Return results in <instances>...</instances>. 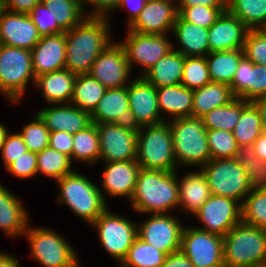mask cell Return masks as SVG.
I'll return each mask as SVG.
<instances>
[{
    "label": "cell",
    "instance_id": "2",
    "mask_svg": "<svg viewBox=\"0 0 266 267\" xmlns=\"http://www.w3.org/2000/svg\"><path fill=\"white\" fill-rule=\"evenodd\" d=\"M176 171L140 168L132 198V207L140 213L165 214L179 206Z\"/></svg>",
    "mask_w": 266,
    "mask_h": 267
},
{
    "label": "cell",
    "instance_id": "47",
    "mask_svg": "<svg viewBox=\"0 0 266 267\" xmlns=\"http://www.w3.org/2000/svg\"><path fill=\"white\" fill-rule=\"evenodd\" d=\"M178 15L188 23H194L204 28H209L223 13L219 8L206 6L177 7Z\"/></svg>",
    "mask_w": 266,
    "mask_h": 267
},
{
    "label": "cell",
    "instance_id": "26",
    "mask_svg": "<svg viewBox=\"0 0 266 267\" xmlns=\"http://www.w3.org/2000/svg\"><path fill=\"white\" fill-rule=\"evenodd\" d=\"M77 75L65 69L42 74L36 77L35 85L39 86L50 104L68 103L71 101Z\"/></svg>",
    "mask_w": 266,
    "mask_h": 267
},
{
    "label": "cell",
    "instance_id": "41",
    "mask_svg": "<svg viewBox=\"0 0 266 267\" xmlns=\"http://www.w3.org/2000/svg\"><path fill=\"white\" fill-rule=\"evenodd\" d=\"M37 154V174L39 172L54 178L56 181L63 178L65 175L74 172L71 167V158L61 152L56 151L51 147H46Z\"/></svg>",
    "mask_w": 266,
    "mask_h": 267
},
{
    "label": "cell",
    "instance_id": "43",
    "mask_svg": "<svg viewBox=\"0 0 266 267\" xmlns=\"http://www.w3.org/2000/svg\"><path fill=\"white\" fill-rule=\"evenodd\" d=\"M207 141L211 160L239 157L243 152L229 131L207 129Z\"/></svg>",
    "mask_w": 266,
    "mask_h": 267
},
{
    "label": "cell",
    "instance_id": "45",
    "mask_svg": "<svg viewBox=\"0 0 266 267\" xmlns=\"http://www.w3.org/2000/svg\"><path fill=\"white\" fill-rule=\"evenodd\" d=\"M35 121L23 126L21 135L27 149L31 152H41L49 146L50 130L45 126L44 122L36 114Z\"/></svg>",
    "mask_w": 266,
    "mask_h": 267
},
{
    "label": "cell",
    "instance_id": "49",
    "mask_svg": "<svg viewBox=\"0 0 266 267\" xmlns=\"http://www.w3.org/2000/svg\"><path fill=\"white\" fill-rule=\"evenodd\" d=\"M28 15L41 36L64 33L55 20L56 15L42 2L35 5Z\"/></svg>",
    "mask_w": 266,
    "mask_h": 267
},
{
    "label": "cell",
    "instance_id": "18",
    "mask_svg": "<svg viewBox=\"0 0 266 267\" xmlns=\"http://www.w3.org/2000/svg\"><path fill=\"white\" fill-rule=\"evenodd\" d=\"M40 38L28 14L10 12L0 7V44L32 50Z\"/></svg>",
    "mask_w": 266,
    "mask_h": 267
},
{
    "label": "cell",
    "instance_id": "42",
    "mask_svg": "<svg viewBox=\"0 0 266 267\" xmlns=\"http://www.w3.org/2000/svg\"><path fill=\"white\" fill-rule=\"evenodd\" d=\"M242 222L266 230V189H252L242 201Z\"/></svg>",
    "mask_w": 266,
    "mask_h": 267
},
{
    "label": "cell",
    "instance_id": "32",
    "mask_svg": "<svg viewBox=\"0 0 266 267\" xmlns=\"http://www.w3.org/2000/svg\"><path fill=\"white\" fill-rule=\"evenodd\" d=\"M159 112L173 114V119L192 116L193 90L182 84L156 88Z\"/></svg>",
    "mask_w": 266,
    "mask_h": 267
},
{
    "label": "cell",
    "instance_id": "19",
    "mask_svg": "<svg viewBox=\"0 0 266 267\" xmlns=\"http://www.w3.org/2000/svg\"><path fill=\"white\" fill-rule=\"evenodd\" d=\"M169 0H148L135 21L129 26L130 31L140 34L163 35L171 31L177 16V5Z\"/></svg>",
    "mask_w": 266,
    "mask_h": 267
},
{
    "label": "cell",
    "instance_id": "10",
    "mask_svg": "<svg viewBox=\"0 0 266 267\" xmlns=\"http://www.w3.org/2000/svg\"><path fill=\"white\" fill-rule=\"evenodd\" d=\"M92 225L98 230L104 249L121 264L137 238L136 223L106 209Z\"/></svg>",
    "mask_w": 266,
    "mask_h": 267
},
{
    "label": "cell",
    "instance_id": "4",
    "mask_svg": "<svg viewBox=\"0 0 266 267\" xmlns=\"http://www.w3.org/2000/svg\"><path fill=\"white\" fill-rule=\"evenodd\" d=\"M176 162L201 168L211 160L207 129L202 118L183 117L169 122Z\"/></svg>",
    "mask_w": 266,
    "mask_h": 267
},
{
    "label": "cell",
    "instance_id": "59",
    "mask_svg": "<svg viewBox=\"0 0 266 267\" xmlns=\"http://www.w3.org/2000/svg\"><path fill=\"white\" fill-rule=\"evenodd\" d=\"M261 114L262 128L266 132V96L260 97L254 101Z\"/></svg>",
    "mask_w": 266,
    "mask_h": 267
},
{
    "label": "cell",
    "instance_id": "30",
    "mask_svg": "<svg viewBox=\"0 0 266 267\" xmlns=\"http://www.w3.org/2000/svg\"><path fill=\"white\" fill-rule=\"evenodd\" d=\"M179 206L194 214L212 195L202 171L186 174L178 182Z\"/></svg>",
    "mask_w": 266,
    "mask_h": 267
},
{
    "label": "cell",
    "instance_id": "15",
    "mask_svg": "<svg viewBox=\"0 0 266 267\" xmlns=\"http://www.w3.org/2000/svg\"><path fill=\"white\" fill-rule=\"evenodd\" d=\"M125 40L126 42L120 44L124 48L130 69L136 62L144 67V73L173 49L166 34H140L129 30Z\"/></svg>",
    "mask_w": 266,
    "mask_h": 267
},
{
    "label": "cell",
    "instance_id": "31",
    "mask_svg": "<svg viewBox=\"0 0 266 267\" xmlns=\"http://www.w3.org/2000/svg\"><path fill=\"white\" fill-rule=\"evenodd\" d=\"M234 98L229 85L210 82L193 90L192 116L201 118L212 109L229 104Z\"/></svg>",
    "mask_w": 266,
    "mask_h": 267
},
{
    "label": "cell",
    "instance_id": "55",
    "mask_svg": "<svg viewBox=\"0 0 266 267\" xmlns=\"http://www.w3.org/2000/svg\"><path fill=\"white\" fill-rule=\"evenodd\" d=\"M179 5L177 7H194V6H206L212 8H219L223 12L228 10V0H178Z\"/></svg>",
    "mask_w": 266,
    "mask_h": 267
},
{
    "label": "cell",
    "instance_id": "54",
    "mask_svg": "<svg viewBox=\"0 0 266 267\" xmlns=\"http://www.w3.org/2000/svg\"><path fill=\"white\" fill-rule=\"evenodd\" d=\"M41 0H0V7L10 12L28 14Z\"/></svg>",
    "mask_w": 266,
    "mask_h": 267
},
{
    "label": "cell",
    "instance_id": "57",
    "mask_svg": "<svg viewBox=\"0 0 266 267\" xmlns=\"http://www.w3.org/2000/svg\"><path fill=\"white\" fill-rule=\"evenodd\" d=\"M148 2V0H122L119 7H129L130 8V15L128 19V25L130 26L139 13L143 10L145 4ZM132 5V6H131Z\"/></svg>",
    "mask_w": 266,
    "mask_h": 267
},
{
    "label": "cell",
    "instance_id": "27",
    "mask_svg": "<svg viewBox=\"0 0 266 267\" xmlns=\"http://www.w3.org/2000/svg\"><path fill=\"white\" fill-rule=\"evenodd\" d=\"M185 56L172 49L160 58L142 77L155 88L181 84Z\"/></svg>",
    "mask_w": 266,
    "mask_h": 267
},
{
    "label": "cell",
    "instance_id": "34",
    "mask_svg": "<svg viewBox=\"0 0 266 267\" xmlns=\"http://www.w3.org/2000/svg\"><path fill=\"white\" fill-rule=\"evenodd\" d=\"M207 55L211 57L206 56V61L212 82L230 85L239 62L244 57L243 49L212 52Z\"/></svg>",
    "mask_w": 266,
    "mask_h": 267
},
{
    "label": "cell",
    "instance_id": "16",
    "mask_svg": "<svg viewBox=\"0 0 266 267\" xmlns=\"http://www.w3.org/2000/svg\"><path fill=\"white\" fill-rule=\"evenodd\" d=\"M97 130L105 163L136 160L138 133L114 123L97 124Z\"/></svg>",
    "mask_w": 266,
    "mask_h": 267
},
{
    "label": "cell",
    "instance_id": "51",
    "mask_svg": "<svg viewBox=\"0 0 266 267\" xmlns=\"http://www.w3.org/2000/svg\"><path fill=\"white\" fill-rule=\"evenodd\" d=\"M27 151V146L19 133L11 135L8 134L1 150L5 167L7 168Z\"/></svg>",
    "mask_w": 266,
    "mask_h": 267
},
{
    "label": "cell",
    "instance_id": "39",
    "mask_svg": "<svg viewBox=\"0 0 266 267\" xmlns=\"http://www.w3.org/2000/svg\"><path fill=\"white\" fill-rule=\"evenodd\" d=\"M72 158L95 163L100 159V141L97 124L92 123L86 129L73 134Z\"/></svg>",
    "mask_w": 266,
    "mask_h": 267
},
{
    "label": "cell",
    "instance_id": "14",
    "mask_svg": "<svg viewBox=\"0 0 266 267\" xmlns=\"http://www.w3.org/2000/svg\"><path fill=\"white\" fill-rule=\"evenodd\" d=\"M151 215L146 222L138 224L137 236L167 255L179 251L184 227L173 216Z\"/></svg>",
    "mask_w": 266,
    "mask_h": 267
},
{
    "label": "cell",
    "instance_id": "58",
    "mask_svg": "<svg viewBox=\"0 0 266 267\" xmlns=\"http://www.w3.org/2000/svg\"><path fill=\"white\" fill-rule=\"evenodd\" d=\"M248 152L256 156L259 160L266 162V132H262Z\"/></svg>",
    "mask_w": 266,
    "mask_h": 267
},
{
    "label": "cell",
    "instance_id": "20",
    "mask_svg": "<svg viewBox=\"0 0 266 267\" xmlns=\"http://www.w3.org/2000/svg\"><path fill=\"white\" fill-rule=\"evenodd\" d=\"M127 93L129 109L141 127L165 122L160 117L156 88L142 76L127 85Z\"/></svg>",
    "mask_w": 266,
    "mask_h": 267
},
{
    "label": "cell",
    "instance_id": "61",
    "mask_svg": "<svg viewBox=\"0 0 266 267\" xmlns=\"http://www.w3.org/2000/svg\"><path fill=\"white\" fill-rule=\"evenodd\" d=\"M7 135H8L7 129L5 128V126L0 124V152L2 150L4 143H5V139H6Z\"/></svg>",
    "mask_w": 266,
    "mask_h": 267
},
{
    "label": "cell",
    "instance_id": "25",
    "mask_svg": "<svg viewBox=\"0 0 266 267\" xmlns=\"http://www.w3.org/2000/svg\"><path fill=\"white\" fill-rule=\"evenodd\" d=\"M103 173V187L112 196L132 198L140 165L136 160L108 162Z\"/></svg>",
    "mask_w": 266,
    "mask_h": 267
},
{
    "label": "cell",
    "instance_id": "46",
    "mask_svg": "<svg viewBox=\"0 0 266 267\" xmlns=\"http://www.w3.org/2000/svg\"><path fill=\"white\" fill-rule=\"evenodd\" d=\"M243 52L254 64L266 66V29L248 30Z\"/></svg>",
    "mask_w": 266,
    "mask_h": 267
},
{
    "label": "cell",
    "instance_id": "48",
    "mask_svg": "<svg viewBox=\"0 0 266 267\" xmlns=\"http://www.w3.org/2000/svg\"><path fill=\"white\" fill-rule=\"evenodd\" d=\"M240 163L245 169L251 189H266V162L259 160L248 151L239 156Z\"/></svg>",
    "mask_w": 266,
    "mask_h": 267
},
{
    "label": "cell",
    "instance_id": "36",
    "mask_svg": "<svg viewBox=\"0 0 266 267\" xmlns=\"http://www.w3.org/2000/svg\"><path fill=\"white\" fill-rule=\"evenodd\" d=\"M248 103L246 100L235 97L229 104L212 109L201 117L204 127L232 132L240 119L242 110Z\"/></svg>",
    "mask_w": 266,
    "mask_h": 267
},
{
    "label": "cell",
    "instance_id": "9",
    "mask_svg": "<svg viewBox=\"0 0 266 267\" xmlns=\"http://www.w3.org/2000/svg\"><path fill=\"white\" fill-rule=\"evenodd\" d=\"M31 255L45 267H73L78 263L72 247L54 231L44 228H27Z\"/></svg>",
    "mask_w": 266,
    "mask_h": 267
},
{
    "label": "cell",
    "instance_id": "33",
    "mask_svg": "<svg viewBox=\"0 0 266 267\" xmlns=\"http://www.w3.org/2000/svg\"><path fill=\"white\" fill-rule=\"evenodd\" d=\"M263 132L261 114L254 102H249L242 110L240 119L232 133L242 151L254 144Z\"/></svg>",
    "mask_w": 266,
    "mask_h": 267
},
{
    "label": "cell",
    "instance_id": "44",
    "mask_svg": "<svg viewBox=\"0 0 266 267\" xmlns=\"http://www.w3.org/2000/svg\"><path fill=\"white\" fill-rule=\"evenodd\" d=\"M212 82L206 57H185L181 84L190 90L199 89Z\"/></svg>",
    "mask_w": 266,
    "mask_h": 267
},
{
    "label": "cell",
    "instance_id": "17",
    "mask_svg": "<svg viewBox=\"0 0 266 267\" xmlns=\"http://www.w3.org/2000/svg\"><path fill=\"white\" fill-rule=\"evenodd\" d=\"M131 69L124 48L119 43H110L96 58L88 73L106 89L122 88Z\"/></svg>",
    "mask_w": 266,
    "mask_h": 267
},
{
    "label": "cell",
    "instance_id": "56",
    "mask_svg": "<svg viewBox=\"0 0 266 267\" xmlns=\"http://www.w3.org/2000/svg\"><path fill=\"white\" fill-rule=\"evenodd\" d=\"M161 267H194L189 258L181 251L170 253Z\"/></svg>",
    "mask_w": 266,
    "mask_h": 267
},
{
    "label": "cell",
    "instance_id": "37",
    "mask_svg": "<svg viewBox=\"0 0 266 267\" xmlns=\"http://www.w3.org/2000/svg\"><path fill=\"white\" fill-rule=\"evenodd\" d=\"M228 11L249 30L266 29V0H228Z\"/></svg>",
    "mask_w": 266,
    "mask_h": 267
},
{
    "label": "cell",
    "instance_id": "50",
    "mask_svg": "<svg viewBox=\"0 0 266 267\" xmlns=\"http://www.w3.org/2000/svg\"><path fill=\"white\" fill-rule=\"evenodd\" d=\"M37 154L27 151L6 169L18 178L26 179L37 174Z\"/></svg>",
    "mask_w": 266,
    "mask_h": 267
},
{
    "label": "cell",
    "instance_id": "52",
    "mask_svg": "<svg viewBox=\"0 0 266 267\" xmlns=\"http://www.w3.org/2000/svg\"><path fill=\"white\" fill-rule=\"evenodd\" d=\"M73 135L64 131L50 132L49 147L68 155L72 160Z\"/></svg>",
    "mask_w": 266,
    "mask_h": 267
},
{
    "label": "cell",
    "instance_id": "29",
    "mask_svg": "<svg viewBox=\"0 0 266 267\" xmlns=\"http://www.w3.org/2000/svg\"><path fill=\"white\" fill-rule=\"evenodd\" d=\"M28 216L19 199L0 184V229L18 236L27 229Z\"/></svg>",
    "mask_w": 266,
    "mask_h": 267
},
{
    "label": "cell",
    "instance_id": "1",
    "mask_svg": "<svg viewBox=\"0 0 266 267\" xmlns=\"http://www.w3.org/2000/svg\"><path fill=\"white\" fill-rule=\"evenodd\" d=\"M107 17H85L66 32L65 68L73 74H88L100 53L111 43Z\"/></svg>",
    "mask_w": 266,
    "mask_h": 267
},
{
    "label": "cell",
    "instance_id": "8",
    "mask_svg": "<svg viewBox=\"0 0 266 267\" xmlns=\"http://www.w3.org/2000/svg\"><path fill=\"white\" fill-rule=\"evenodd\" d=\"M31 59V50L0 44V91L14 103L28 82L36 81Z\"/></svg>",
    "mask_w": 266,
    "mask_h": 267
},
{
    "label": "cell",
    "instance_id": "38",
    "mask_svg": "<svg viewBox=\"0 0 266 267\" xmlns=\"http://www.w3.org/2000/svg\"><path fill=\"white\" fill-rule=\"evenodd\" d=\"M166 256L165 252L137 236L121 264L125 267H161Z\"/></svg>",
    "mask_w": 266,
    "mask_h": 267
},
{
    "label": "cell",
    "instance_id": "40",
    "mask_svg": "<svg viewBox=\"0 0 266 267\" xmlns=\"http://www.w3.org/2000/svg\"><path fill=\"white\" fill-rule=\"evenodd\" d=\"M55 15L58 26L64 31H70L86 16L83 14L81 0H41Z\"/></svg>",
    "mask_w": 266,
    "mask_h": 267
},
{
    "label": "cell",
    "instance_id": "3",
    "mask_svg": "<svg viewBox=\"0 0 266 267\" xmlns=\"http://www.w3.org/2000/svg\"><path fill=\"white\" fill-rule=\"evenodd\" d=\"M225 267L266 264V230L240 222L223 237Z\"/></svg>",
    "mask_w": 266,
    "mask_h": 267
},
{
    "label": "cell",
    "instance_id": "62",
    "mask_svg": "<svg viewBox=\"0 0 266 267\" xmlns=\"http://www.w3.org/2000/svg\"><path fill=\"white\" fill-rule=\"evenodd\" d=\"M253 267H266V264H264V265H259V266H253Z\"/></svg>",
    "mask_w": 266,
    "mask_h": 267
},
{
    "label": "cell",
    "instance_id": "60",
    "mask_svg": "<svg viewBox=\"0 0 266 267\" xmlns=\"http://www.w3.org/2000/svg\"><path fill=\"white\" fill-rule=\"evenodd\" d=\"M0 267H20L15 257L6 253H0Z\"/></svg>",
    "mask_w": 266,
    "mask_h": 267
},
{
    "label": "cell",
    "instance_id": "7",
    "mask_svg": "<svg viewBox=\"0 0 266 267\" xmlns=\"http://www.w3.org/2000/svg\"><path fill=\"white\" fill-rule=\"evenodd\" d=\"M201 169L213 195L240 201L252 190L239 157L210 160Z\"/></svg>",
    "mask_w": 266,
    "mask_h": 267
},
{
    "label": "cell",
    "instance_id": "23",
    "mask_svg": "<svg viewBox=\"0 0 266 267\" xmlns=\"http://www.w3.org/2000/svg\"><path fill=\"white\" fill-rule=\"evenodd\" d=\"M229 86L236 98L248 102L266 96V66L254 64L244 56Z\"/></svg>",
    "mask_w": 266,
    "mask_h": 267
},
{
    "label": "cell",
    "instance_id": "24",
    "mask_svg": "<svg viewBox=\"0 0 266 267\" xmlns=\"http://www.w3.org/2000/svg\"><path fill=\"white\" fill-rule=\"evenodd\" d=\"M36 114L50 132L64 131L73 135L92 124L89 112L69 104L41 109Z\"/></svg>",
    "mask_w": 266,
    "mask_h": 267
},
{
    "label": "cell",
    "instance_id": "63",
    "mask_svg": "<svg viewBox=\"0 0 266 267\" xmlns=\"http://www.w3.org/2000/svg\"><path fill=\"white\" fill-rule=\"evenodd\" d=\"M73 267H80L79 263H77L76 265H74Z\"/></svg>",
    "mask_w": 266,
    "mask_h": 267
},
{
    "label": "cell",
    "instance_id": "28",
    "mask_svg": "<svg viewBox=\"0 0 266 267\" xmlns=\"http://www.w3.org/2000/svg\"><path fill=\"white\" fill-rule=\"evenodd\" d=\"M172 30L179 41L178 43L182 46V49L176 51L185 57H206L209 53L207 28L188 23L178 15Z\"/></svg>",
    "mask_w": 266,
    "mask_h": 267
},
{
    "label": "cell",
    "instance_id": "6",
    "mask_svg": "<svg viewBox=\"0 0 266 267\" xmlns=\"http://www.w3.org/2000/svg\"><path fill=\"white\" fill-rule=\"evenodd\" d=\"M168 121L143 126L137 137L136 161L140 168L176 171L172 134ZM146 129V132L144 130Z\"/></svg>",
    "mask_w": 266,
    "mask_h": 267
},
{
    "label": "cell",
    "instance_id": "5",
    "mask_svg": "<svg viewBox=\"0 0 266 267\" xmlns=\"http://www.w3.org/2000/svg\"><path fill=\"white\" fill-rule=\"evenodd\" d=\"M56 182L60 188V203L67 204L83 220L92 224L108 209L102 191L76 171Z\"/></svg>",
    "mask_w": 266,
    "mask_h": 267
},
{
    "label": "cell",
    "instance_id": "12",
    "mask_svg": "<svg viewBox=\"0 0 266 267\" xmlns=\"http://www.w3.org/2000/svg\"><path fill=\"white\" fill-rule=\"evenodd\" d=\"M193 215L205 226L198 229L224 237L234 226L242 222V202L212 194Z\"/></svg>",
    "mask_w": 266,
    "mask_h": 267
},
{
    "label": "cell",
    "instance_id": "53",
    "mask_svg": "<svg viewBox=\"0 0 266 267\" xmlns=\"http://www.w3.org/2000/svg\"><path fill=\"white\" fill-rule=\"evenodd\" d=\"M91 3L90 5H93L95 8L91 14L88 16L89 17H106L108 18V13L109 11L114 10V8H118L119 5L121 4L122 0H81V6L83 9L84 3Z\"/></svg>",
    "mask_w": 266,
    "mask_h": 267
},
{
    "label": "cell",
    "instance_id": "35",
    "mask_svg": "<svg viewBox=\"0 0 266 267\" xmlns=\"http://www.w3.org/2000/svg\"><path fill=\"white\" fill-rule=\"evenodd\" d=\"M106 88L90 74L77 75L71 104L90 114L95 110Z\"/></svg>",
    "mask_w": 266,
    "mask_h": 267
},
{
    "label": "cell",
    "instance_id": "13",
    "mask_svg": "<svg viewBox=\"0 0 266 267\" xmlns=\"http://www.w3.org/2000/svg\"><path fill=\"white\" fill-rule=\"evenodd\" d=\"M92 123H114L136 133L142 128L129 109L127 85L122 88L106 89L95 110L91 113Z\"/></svg>",
    "mask_w": 266,
    "mask_h": 267
},
{
    "label": "cell",
    "instance_id": "22",
    "mask_svg": "<svg viewBox=\"0 0 266 267\" xmlns=\"http://www.w3.org/2000/svg\"><path fill=\"white\" fill-rule=\"evenodd\" d=\"M32 69L35 77L65 69L66 32L41 36L33 47Z\"/></svg>",
    "mask_w": 266,
    "mask_h": 267
},
{
    "label": "cell",
    "instance_id": "21",
    "mask_svg": "<svg viewBox=\"0 0 266 267\" xmlns=\"http://www.w3.org/2000/svg\"><path fill=\"white\" fill-rule=\"evenodd\" d=\"M246 25L228 10L208 28L209 53L243 49L248 32Z\"/></svg>",
    "mask_w": 266,
    "mask_h": 267
},
{
    "label": "cell",
    "instance_id": "11",
    "mask_svg": "<svg viewBox=\"0 0 266 267\" xmlns=\"http://www.w3.org/2000/svg\"><path fill=\"white\" fill-rule=\"evenodd\" d=\"M180 250L194 267H225L223 236L198 228L184 227Z\"/></svg>",
    "mask_w": 266,
    "mask_h": 267
}]
</instances>
